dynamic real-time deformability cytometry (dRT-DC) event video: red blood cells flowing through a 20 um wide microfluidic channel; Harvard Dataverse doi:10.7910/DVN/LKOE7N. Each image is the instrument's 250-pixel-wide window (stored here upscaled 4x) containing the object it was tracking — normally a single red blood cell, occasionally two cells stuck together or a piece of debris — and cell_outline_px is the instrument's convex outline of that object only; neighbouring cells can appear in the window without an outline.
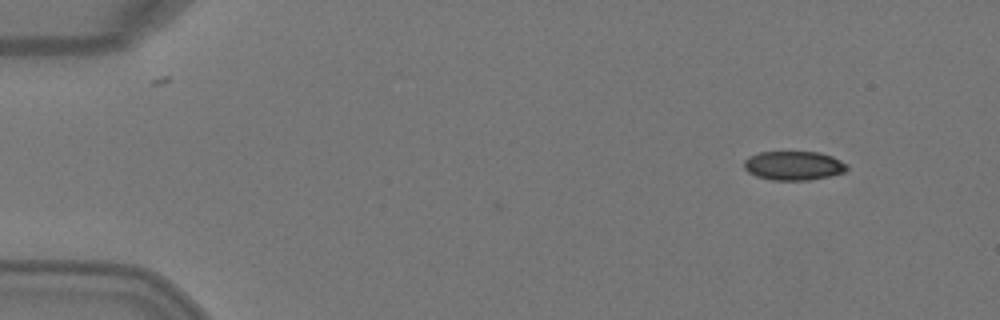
{"species": "Egyptian fruit bat (a non-hibernating species)", "species_latin": "Rousettus aegyptiacus", "temperature_condition": "warm", "stored_images_in_passage": 3, "camera_frame_rate_fps": 3000, "um_per_image_px": 0.085, "animal": {"sex": "female"}, "frame": {"image": 1, "passage_image": 3, "time_ms": 0.667, "image_size_px": [1000, 320], "cell_outline_px": [[848, 168], [844, 172], [828, 176], [808, 180], [772, 180], [756, 176], [748, 172], [744, 168], [744, 160], [748, 156], [760, 152], [820, 152], [832, 156], [848, 164]], "centroid_in_image_um": [67.45, 14.07], "position_along_channel_um": 17.6, "area_um2": 17.46}}